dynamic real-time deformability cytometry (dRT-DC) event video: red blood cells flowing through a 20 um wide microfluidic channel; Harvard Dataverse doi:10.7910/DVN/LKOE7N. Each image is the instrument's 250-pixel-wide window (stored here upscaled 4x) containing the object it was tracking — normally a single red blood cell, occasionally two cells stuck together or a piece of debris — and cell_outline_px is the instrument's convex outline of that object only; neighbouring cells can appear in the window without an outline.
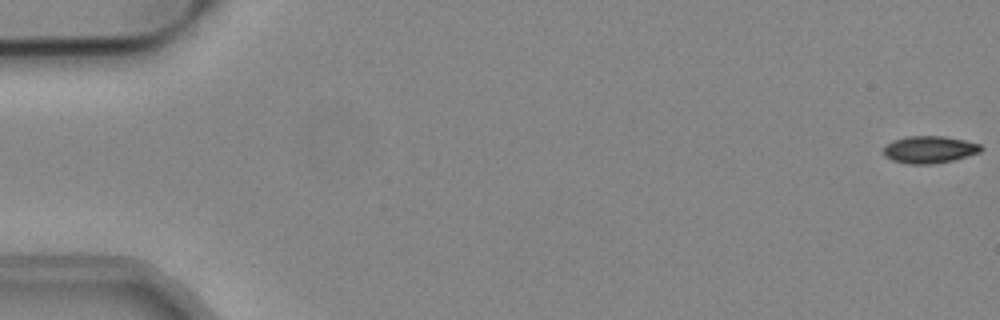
{"species": "common noctule bat (a hibernating species)", "species_latin": "Nyctalus noctula", "temperature_condition": "cold", "stored_images_in_passage": 54, "camera_frame_rate_fps": 3000, "um_per_image_px": 0.085, "animal": {"sex": "male", "body_mass_g": 19.2, "forearm_length_mm": 51.8}, "frame": {"image": 1, "passage_image": 1, "time_ms": 0.0, "image_size_px": [1000, 320], "cell_outline_px": [[984, 148], [980, 152], [952, 160], [932, 164], [908, 164], [892, 160], [884, 156], [884, 144], [892, 140], [908, 136], [944, 136], [964, 140], [980, 144]], "centroid_in_image_um": [78.97, 12.7], "position_along_channel_um": 6.0, "area_um2": 15.49}}
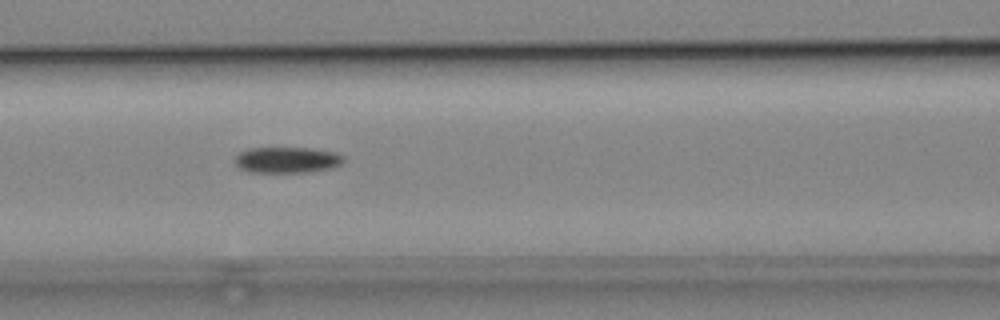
{"frame": {"image": 2, "passage_image": 24, "time_ms": 7.667, "image_size_px": [1000, 320], "cell_outline_px": [[344, 160], [340, 164], [332, 168], [308, 172], [248, 172], [240, 168], [236, 164], [236, 156], [240, 152], [248, 148], [308, 148], [336, 152], [344, 156]], "centroid_in_image_um": [24.41, 13.59], "position_along_channel_um": 142.2, "area_um2": 16.42}}
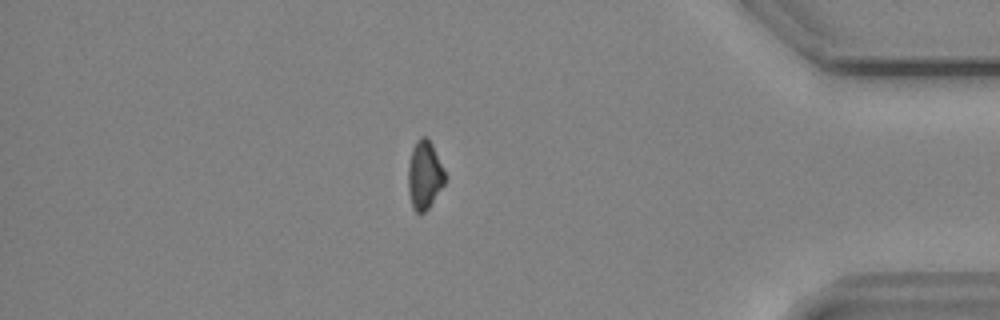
{"frame": {"image": 3, "passage_image": 47, "time_ms": 15.333, "image_size_px": [1000, 320], "cell_outline_px": [[448, 176], [444, 184], [428, 208], [424, 212], [416, 212], [412, 208], [408, 188], [408, 168], [412, 148], [416, 140], [420, 136], [428, 136]], "centroid_in_image_um": [36.1, 14.84], "position_along_channel_um": 399.1, "area_um2": 14.85}, "authors_computed_cell_mechanics": {"area_um2": 15.8372, "velocity_mm_per_s": 3.8233, "shape_relaxation_time_tau1_ms": 5.4886, "shape_relaxation_time_tau2_ms": null, "deformation_change_tau1": 0.096, "deformation_change_tau2": null}}